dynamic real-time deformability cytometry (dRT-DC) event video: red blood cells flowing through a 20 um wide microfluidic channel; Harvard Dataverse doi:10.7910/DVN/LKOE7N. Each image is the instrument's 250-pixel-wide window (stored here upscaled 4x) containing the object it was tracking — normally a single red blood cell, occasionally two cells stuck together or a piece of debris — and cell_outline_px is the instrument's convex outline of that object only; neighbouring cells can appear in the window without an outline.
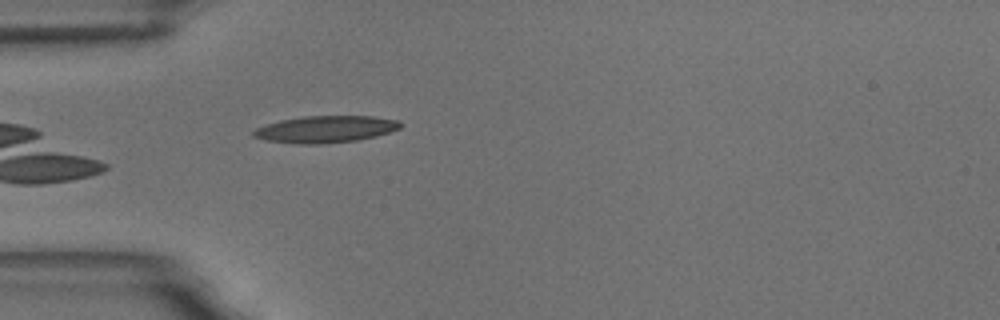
{"species": "common noctule bat (a hibernating species)", "species_latin": "Nyctalus noctula", "temperature_condition": "room temperature", "stored_images_in_passage": 6, "camera_frame_rate_fps": 3000, "um_per_image_px": 0.085, "animal": {"sex": "male", "body_mass_g": 18.8}, "frame": {"image": 1, "passage_image": 6, "time_ms": 5.667, "image_size_px": [1000, 320], "cell_outline_px": [[404, 124], [400, 128], [376, 136], [356, 140], [316, 144], [300, 144], [264, 140], [252, 136], [252, 132], [256, 128], [280, 120], [304, 116], [372, 116], [396, 120]], "centroid_in_image_um": [27.65, 10.98], "position_along_channel_um": 57.3, "area_um2": 22.83}}